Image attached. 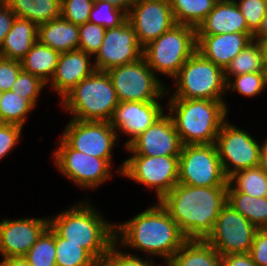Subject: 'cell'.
Instances as JSON below:
<instances>
[{
  "mask_svg": "<svg viewBox=\"0 0 267 266\" xmlns=\"http://www.w3.org/2000/svg\"><path fill=\"white\" fill-rule=\"evenodd\" d=\"M227 188L177 183L159 202L187 239L204 240L227 203Z\"/></svg>",
  "mask_w": 267,
  "mask_h": 266,
  "instance_id": "cell-1",
  "label": "cell"
},
{
  "mask_svg": "<svg viewBox=\"0 0 267 266\" xmlns=\"http://www.w3.org/2000/svg\"><path fill=\"white\" fill-rule=\"evenodd\" d=\"M188 239L160 202L123 223H115V243L159 256L165 265Z\"/></svg>",
  "mask_w": 267,
  "mask_h": 266,
  "instance_id": "cell-2",
  "label": "cell"
},
{
  "mask_svg": "<svg viewBox=\"0 0 267 266\" xmlns=\"http://www.w3.org/2000/svg\"><path fill=\"white\" fill-rule=\"evenodd\" d=\"M82 201L49 218V226L62 238L84 248L100 265L115 244V224L88 201Z\"/></svg>",
  "mask_w": 267,
  "mask_h": 266,
  "instance_id": "cell-3",
  "label": "cell"
},
{
  "mask_svg": "<svg viewBox=\"0 0 267 266\" xmlns=\"http://www.w3.org/2000/svg\"><path fill=\"white\" fill-rule=\"evenodd\" d=\"M167 114L171 117L182 145L214 144L227 121L225 100L169 99Z\"/></svg>",
  "mask_w": 267,
  "mask_h": 266,
  "instance_id": "cell-4",
  "label": "cell"
},
{
  "mask_svg": "<svg viewBox=\"0 0 267 266\" xmlns=\"http://www.w3.org/2000/svg\"><path fill=\"white\" fill-rule=\"evenodd\" d=\"M61 100V106L80 121L109 122L119 101L106 71H95Z\"/></svg>",
  "mask_w": 267,
  "mask_h": 266,
  "instance_id": "cell-5",
  "label": "cell"
},
{
  "mask_svg": "<svg viewBox=\"0 0 267 266\" xmlns=\"http://www.w3.org/2000/svg\"><path fill=\"white\" fill-rule=\"evenodd\" d=\"M196 28L176 24L170 30L143 47L147 65L157 74L172 79L196 51Z\"/></svg>",
  "mask_w": 267,
  "mask_h": 266,
  "instance_id": "cell-6",
  "label": "cell"
},
{
  "mask_svg": "<svg viewBox=\"0 0 267 266\" xmlns=\"http://www.w3.org/2000/svg\"><path fill=\"white\" fill-rule=\"evenodd\" d=\"M172 80L176 92L169 99L224 100L223 95L227 93L224 69L198 51L192 54Z\"/></svg>",
  "mask_w": 267,
  "mask_h": 266,
  "instance_id": "cell-7",
  "label": "cell"
},
{
  "mask_svg": "<svg viewBox=\"0 0 267 266\" xmlns=\"http://www.w3.org/2000/svg\"><path fill=\"white\" fill-rule=\"evenodd\" d=\"M119 102H150L163 99L170 90L147 65L144 57L106 71Z\"/></svg>",
  "mask_w": 267,
  "mask_h": 266,
  "instance_id": "cell-8",
  "label": "cell"
},
{
  "mask_svg": "<svg viewBox=\"0 0 267 266\" xmlns=\"http://www.w3.org/2000/svg\"><path fill=\"white\" fill-rule=\"evenodd\" d=\"M178 183L203 187L228 186V177L215 143L182 145Z\"/></svg>",
  "mask_w": 267,
  "mask_h": 266,
  "instance_id": "cell-9",
  "label": "cell"
},
{
  "mask_svg": "<svg viewBox=\"0 0 267 266\" xmlns=\"http://www.w3.org/2000/svg\"><path fill=\"white\" fill-rule=\"evenodd\" d=\"M178 166L179 156L132 155L117 170L146 188H154L159 202L178 183Z\"/></svg>",
  "mask_w": 267,
  "mask_h": 266,
  "instance_id": "cell-10",
  "label": "cell"
},
{
  "mask_svg": "<svg viewBox=\"0 0 267 266\" xmlns=\"http://www.w3.org/2000/svg\"><path fill=\"white\" fill-rule=\"evenodd\" d=\"M52 153L55 166L68 180L79 188H97L112 177L111 163L72 149L61 137Z\"/></svg>",
  "mask_w": 267,
  "mask_h": 266,
  "instance_id": "cell-11",
  "label": "cell"
},
{
  "mask_svg": "<svg viewBox=\"0 0 267 266\" xmlns=\"http://www.w3.org/2000/svg\"><path fill=\"white\" fill-rule=\"evenodd\" d=\"M257 231L246 217L226 203L204 240L221 256L249 253Z\"/></svg>",
  "mask_w": 267,
  "mask_h": 266,
  "instance_id": "cell-12",
  "label": "cell"
},
{
  "mask_svg": "<svg viewBox=\"0 0 267 266\" xmlns=\"http://www.w3.org/2000/svg\"><path fill=\"white\" fill-rule=\"evenodd\" d=\"M215 145L227 177L236 171L260 165L261 144L228 120L218 132Z\"/></svg>",
  "mask_w": 267,
  "mask_h": 266,
  "instance_id": "cell-13",
  "label": "cell"
},
{
  "mask_svg": "<svg viewBox=\"0 0 267 266\" xmlns=\"http://www.w3.org/2000/svg\"><path fill=\"white\" fill-rule=\"evenodd\" d=\"M65 127L61 138L72 149L106 159L112 164V149L118 135L110 122L71 119Z\"/></svg>",
  "mask_w": 267,
  "mask_h": 266,
  "instance_id": "cell-14",
  "label": "cell"
},
{
  "mask_svg": "<svg viewBox=\"0 0 267 266\" xmlns=\"http://www.w3.org/2000/svg\"><path fill=\"white\" fill-rule=\"evenodd\" d=\"M142 54L143 47L134 28L126 20L118 27L106 29L101 47L94 57V65L97 71H107L134 62Z\"/></svg>",
  "mask_w": 267,
  "mask_h": 266,
  "instance_id": "cell-15",
  "label": "cell"
},
{
  "mask_svg": "<svg viewBox=\"0 0 267 266\" xmlns=\"http://www.w3.org/2000/svg\"><path fill=\"white\" fill-rule=\"evenodd\" d=\"M127 20L142 47L176 25L170 2L162 0H135Z\"/></svg>",
  "mask_w": 267,
  "mask_h": 266,
  "instance_id": "cell-16",
  "label": "cell"
},
{
  "mask_svg": "<svg viewBox=\"0 0 267 266\" xmlns=\"http://www.w3.org/2000/svg\"><path fill=\"white\" fill-rule=\"evenodd\" d=\"M181 148V140L167 112L125 147L132 155L145 156H179Z\"/></svg>",
  "mask_w": 267,
  "mask_h": 266,
  "instance_id": "cell-17",
  "label": "cell"
},
{
  "mask_svg": "<svg viewBox=\"0 0 267 266\" xmlns=\"http://www.w3.org/2000/svg\"><path fill=\"white\" fill-rule=\"evenodd\" d=\"M48 226L49 217L3 219L0 222V254L3 259L24 257Z\"/></svg>",
  "mask_w": 267,
  "mask_h": 266,
  "instance_id": "cell-18",
  "label": "cell"
},
{
  "mask_svg": "<svg viewBox=\"0 0 267 266\" xmlns=\"http://www.w3.org/2000/svg\"><path fill=\"white\" fill-rule=\"evenodd\" d=\"M163 110L159 101L119 102L109 122L117 134L120 131L131 137L124 144L126 147L133 139L162 117L164 115Z\"/></svg>",
  "mask_w": 267,
  "mask_h": 266,
  "instance_id": "cell-19",
  "label": "cell"
},
{
  "mask_svg": "<svg viewBox=\"0 0 267 266\" xmlns=\"http://www.w3.org/2000/svg\"><path fill=\"white\" fill-rule=\"evenodd\" d=\"M92 57L80 49L60 53L54 76L48 84L61 99L96 71Z\"/></svg>",
  "mask_w": 267,
  "mask_h": 266,
  "instance_id": "cell-20",
  "label": "cell"
},
{
  "mask_svg": "<svg viewBox=\"0 0 267 266\" xmlns=\"http://www.w3.org/2000/svg\"><path fill=\"white\" fill-rule=\"evenodd\" d=\"M253 41V33L197 35L198 51L204 58L223 69Z\"/></svg>",
  "mask_w": 267,
  "mask_h": 266,
  "instance_id": "cell-21",
  "label": "cell"
},
{
  "mask_svg": "<svg viewBox=\"0 0 267 266\" xmlns=\"http://www.w3.org/2000/svg\"><path fill=\"white\" fill-rule=\"evenodd\" d=\"M252 33L235 1H218L196 29L197 35Z\"/></svg>",
  "mask_w": 267,
  "mask_h": 266,
  "instance_id": "cell-22",
  "label": "cell"
},
{
  "mask_svg": "<svg viewBox=\"0 0 267 266\" xmlns=\"http://www.w3.org/2000/svg\"><path fill=\"white\" fill-rule=\"evenodd\" d=\"M38 41L59 53L79 49V26L60 17L38 25Z\"/></svg>",
  "mask_w": 267,
  "mask_h": 266,
  "instance_id": "cell-23",
  "label": "cell"
},
{
  "mask_svg": "<svg viewBox=\"0 0 267 266\" xmlns=\"http://www.w3.org/2000/svg\"><path fill=\"white\" fill-rule=\"evenodd\" d=\"M38 26L28 19L16 17L5 36L0 57L21 61L38 41Z\"/></svg>",
  "mask_w": 267,
  "mask_h": 266,
  "instance_id": "cell-24",
  "label": "cell"
},
{
  "mask_svg": "<svg viewBox=\"0 0 267 266\" xmlns=\"http://www.w3.org/2000/svg\"><path fill=\"white\" fill-rule=\"evenodd\" d=\"M167 266H221V255L205 240L188 239Z\"/></svg>",
  "mask_w": 267,
  "mask_h": 266,
  "instance_id": "cell-25",
  "label": "cell"
},
{
  "mask_svg": "<svg viewBox=\"0 0 267 266\" xmlns=\"http://www.w3.org/2000/svg\"><path fill=\"white\" fill-rule=\"evenodd\" d=\"M16 17L28 19L37 26L61 17L58 0H3Z\"/></svg>",
  "mask_w": 267,
  "mask_h": 266,
  "instance_id": "cell-26",
  "label": "cell"
},
{
  "mask_svg": "<svg viewBox=\"0 0 267 266\" xmlns=\"http://www.w3.org/2000/svg\"><path fill=\"white\" fill-rule=\"evenodd\" d=\"M60 53L37 41L21 60L22 70L49 83L54 76Z\"/></svg>",
  "mask_w": 267,
  "mask_h": 266,
  "instance_id": "cell-27",
  "label": "cell"
},
{
  "mask_svg": "<svg viewBox=\"0 0 267 266\" xmlns=\"http://www.w3.org/2000/svg\"><path fill=\"white\" fill-rule=\"evenodd\" d=\"M227 204L258 229H267V197L256 198L236 189H227Z\"/></svg>",
  "mask_w": 267,
  "mask_h": 266,
  "instance_id": "cell-28",
  "label": "cell"
},
{
  "mask_svg": "<svg viewBox=\"0 0 267 266\" xmlns=\"http://www.w3.org/2000/svg\"><path fill=\"white\" fill-rule=\"evenodd\" d=\"M217 2L218 0H171L170 5L176 24L197 29Z\"/></svg>",
  "mask_w": 267,
  "mask_h": 266,
  "instance_id": "cell-29",
  "label": "cell"
},
{
  "mask_svg": "<svg viewBox=\"0 0 267 266\" xmlns=\"http://www.w3.org/2000/svg\"><path fill=\"white\" fill-rule=\"evenodd\" d=\"M253 197H267V173L259 165L234 172L228 177V188Z\"/></svg>",
  "mask_w": 267,
  "mask_h": 266,
  "instance_id": "cell-30",
  "label": "cell"
},
{
  "mask_svg": "<svg viewBox=\"0 0 267 266\" xmlns=\"http://www.w3.org/2000/svg\"><path fill=\"white\" fill-rule=\"evenodd\" d=\"M35 106L14 91H4L0 100V123L14 124L23 128L28 114Z\"/></svg>",
  "mask_w": 267,
  "mask_h": 266,
  "instance_id": "cell-31",
  "label": "cell"
},
{
  "mask_svg": "<svg viewBox=\"0 0 267 266\" xmlns=\"http://www.w3.org/2000/svg\"><path fill=\"white\" fill-rule=\"evenodd\" d=\"M263 57L259 44L253 40L224 69V77L232 78L240 74L261 72Z\"/></svg>",
  "mask_w": 267,
  "mask_h": 266,
  "instance_id": "cell-32",
  "label": "cell"
},
{
  "mask_svg": "<svg viewBox=\"0 0 267 266\" xmlns=\"http://www.w3.org/2000/svg\"><path fill=\"white\" fill-rule=\"evenodd\" d=\"M56 266H100L82 247L70 243L55 232Z\"/></svg>",
  "mask_w": 267,
  "mask_h": 266,
  "instance_id": "cell-33",
  "label": "cell"
},
{
  "mask_svg": "<svg viewBox=\"0 0 267 266\" xmlns=\"http://www.w3.org/2000/svg\"><path fill=\"white\" fill-rule=\"evenodd\" d=\"M31 266H56L55 231L48 226L24 256Z\"/></svg>",
  "mask_w": 267,
  "mask_h": 266,
  "instance_id": "cell-34",
  "label": "cell"
},
{
  "mask_svg": "<svg viewBox=\"0 0 267 266\" xmlns=\"http://www.w3.org/2000/svg\"><path fill=\"white\" fill-rule=\"evenodd\" d=\"M127 20V13L115 7L114 5L101 1L94 0L89 22L103 26L105 29L115 28L123 24Z\"/></svg>",
  "mask_w": 267,
  "mask_h": 266,
  "instance_id": "cell-35",
  "label": "cell"
},
{
  "mask_svg": "<svg viewBox=\"0 0 267 266\" xmlns=\"http://www.w3.org/2000/svg\"><path fill=\"white\" fill-rule=\"evenodd\" d=\"M225 78L226 91L238 92L241 96L255 97L264 91V84L261 72H253ZM230 90V91H229Z\"/></svg>",
  "mask_w": 267,
  "mask_h": 266,
  "instance_id": "cell-36",
  "label": "cell"
},
{
  "mask_svg": "<svg viewBox=\"0 0 267 266\" xmlns=\"http://www.w3.org/2000/svg\"><path fill=\"white\" fill-rule=\"evenodd\" d=\"M45 83L41 78L31 73L21 71L13 83L11 91H14L22 98L29 100L34 106L37 104L38 96L45 88Z\"/></svg>",
  "mask_w": 267,
  "mask_h": 266,
  "instance_id": "cell-37",
  "label": "cell"
},
{
  "mask_svg": "<svg viewBox=\"0 0 267 266\" xmlns=\"http://www.w3.org/2000/svg\"><path fill=\"white\" fill-rule=\"evenodd\" d=\"M105 31L103 26L91 22L79 25V49L94 57L101 47Z\"/></svg>",
  "mask_w": 267,
  "mask_h": 266,
  "instance_id": "cell-38",
  "label": "cell"
},
{
  "mask_svg": "<svg viewBox=\"0 0 267 266\" xmlns=\"http://www.w3.org/2000/svg\"><path fill=\"white\" fill-rule=\"evenodd\" d=\"M94 0H64L61 3V17L75 25L89 22Z\"/></svg>",
  "mask_w": 267,
  "mask_h": 266,
  "instance_id": "cell-39",
  "label": "cell"
},
{
  "mask_svg": "<svg viewBox=\"0 0 267 266\" xmlns=\"http://www.w3.org/2000/svg\"><path fill=\"white\" fill-rule=\"evenodd\" d=\"M235 2L245 17L248 29L254 34L267 12V0H235Z\"/></svg>",
  "mask_w": 267,
  "mask_h": 266,
  "instance_id": "cell-40",
  "label": "cell"
},
{
  "mask_svg": "<svg viewBox=\"0 0 267 266\" xmlns=\"http://www.w3.org/2000/svg\"><path fill=\"white\" fill-rule=\"evenodd\" d=\"M115 243L103 259L100 266H156L153 259H142L138 254H129L126 251H121Z\"/></svg>",
  "mask_w": 267,
  "mask_h": 266,
  "instance_id": "cell-41",
  "label": "cell"
},
{
  "mask_svg": "<svg viewBox=\"0 0 267 266\" xmlns=\"http://www.w3.org/2000/svg\"><path fill=\"white\" fill-rule=\"evenodd\" d=\"M22 129L18 125L0 123V159L8 155L19 143Z\"/></svg>",
  "mask_w": 267,
  "mask_h": 266,
  "instance_id": "cell-42",
  "label": "cell"
},
{
  "mask_svg": "<svg viewBox=\"0 0 267 266\" xmlns=\"http://www.w3.org/2000/svg\"><path fill=\"white\" fill-rule=\"evenodd\" d=\"M21 71V61L0 57V90L11 91Z\"/></svg>",
  "mask_w": 267,
  "mask_h": 266,
  "instance_id": "cell-43",
  "label": "cell"
},
{
  "mask_svg": "<svg viewBox=\"0 0 267 266\" xmlns=\"http://www.w3.org/2000/svg\"><path fill=\"white\" fill-rule=\"evenodd\" d=\"M249 254L256 266H267V229H258Z\"/></svg>",
  "mask_w": 267,
  "mask_h": 266,
  "instance_id": "cell-44",
  "label": "cell"
},
{
  "mask_svg": "<svg viewBox=\"0 0 267 266\" xmlns=\"http://www.w3.org/2000/svg\"><path fill=\"white\" fill-rule=\"evenodd\" d=\"M16 19V15L10 9V7L0 0V50L3 45L5 36L11 30L13 21Z\"/></svg>",
  "mask_w": 267,
  "mask_h": 266,
  "instance_id": "cell-45",
  "label": "cell"
},
{
  "mask_svg": "<svg viewBox=\"0 0 267 266\" xmlns=\"http://www.w3.org/2000/svg\"><path fill=\"white\" fill-rule=\"evenodd\" d=\"M221 266H256L249 253L221 256Z\"/></svg>",
  "mask_w": 267,
  "mask_h": 266,
  "instance_id": "cell-46",
  "label": "cell"
},
{
  "mask_svg": "<svg viewBox=\"0 0 267 266\" xmlns=\"http://www.w3.org/2000/svg\"><path fill=\"white\" fill-rule=\"evenodd\" d=\"M0 263L3 266H31L24 257L5 258Z\"/></svg>",
  "mask_w": 267,
  "mask_h": 266,
  "instance_id": "cell-47",
  "label": "cell"
},
{
  "mask_svg": "<svg viewBox=\"0 0 267 266\" xmlns=\"http://www.w3.org/2000/svg\"><path fill=\"white\" fill-rule=\"evenodd\" d=\"M101 1L108 2L114 5L115 7L124 10L126 13H128L132 4L135 2V0H101Z\"/></svg>",
  "mask_w": 267,
  "mask_h": 266,
  "instance_id": "cell-48",
  "label": "cell"
},
{
  "mask_svg": "<svg viewBox=\"0 0 267 266\" xmlns=\"http://www.w3.org/2000/svg\"><path fill=\"white\" fill-rule=\"evenodd\" d=\"M253 40L259 44L263 61L267 62V37H253Z\"/></svg>",
  "mask_w": 267,
  "mask_h": 266,
  "instance_id": "cell-49",
  "label": "cell"
},
{
  "mask_svg": "<svg viewBox=\"0 0 267 266\" xmlns=\"http://www.w3.org/2000/svg\"><path fill=\"white\" fill-rule=\"evenodd\" d=\"M253 37H267V12L261 22L260 27L253 34Z\"/></svg>",
  "mask_w": 267,
  "mask_h": 266,
  "instance_id": "cell-50",
  "label": "cell"
},
{
  "mask_svg": "<svg viewBox=\"0 0 267 266\" xmlns=\"http://www.w3.org/2000/svg\"><path fill=\"white\" fill-rule=\"evenodd\" d=\"M260 166L267 173V139L262 143Z\"/></svg>",
  "mask_w": 267,
  "mask_h": 266,
  "instance_id": "cell-51",
  "label": "cell"
},
{
  "mask_svg": "<svg viewBox=\"0 0 267 266\" xmlns=\"http://www.w3.org/2000/svg\"><path fill=\"white\" fill-rule=\"evenodd\" d=\"M261 73H262L264 88H267V62L263 63Z\"/></svg>",
  "mask_w": 267,
  "mask_h": 266,
  "instance_id": "cell-52",
  "label": "cell"
},
{
  "mask_svg": "<svg viewBox=\"0 0 267 266\" xmlns=\"http://www.w3.org/2000/svg\"><path fill=\"white\" fill-rule=\"evenodd\" d=\"M2 97H3V91L0 90V100H1Z\"/></svg>",
  "mask_w": 267,
  "mask_h": 266,
  "instance_id": "cell-53",
  "label": "cell"
},
{
  "mask_svg": "<svg viewBox=\"0 0 267 266\" xmlns=\"http://www.w3.org/2000/svg\"><path fill=\"white\" fill-rule=\"evenodd\" d=\"M218 1H235V0H218Z\"/></svg>",
  "mask_w": 267,
  "mask_h": 266,
  "instance_id": "cell-54",
  "label": "cell"
}]
</instances>
